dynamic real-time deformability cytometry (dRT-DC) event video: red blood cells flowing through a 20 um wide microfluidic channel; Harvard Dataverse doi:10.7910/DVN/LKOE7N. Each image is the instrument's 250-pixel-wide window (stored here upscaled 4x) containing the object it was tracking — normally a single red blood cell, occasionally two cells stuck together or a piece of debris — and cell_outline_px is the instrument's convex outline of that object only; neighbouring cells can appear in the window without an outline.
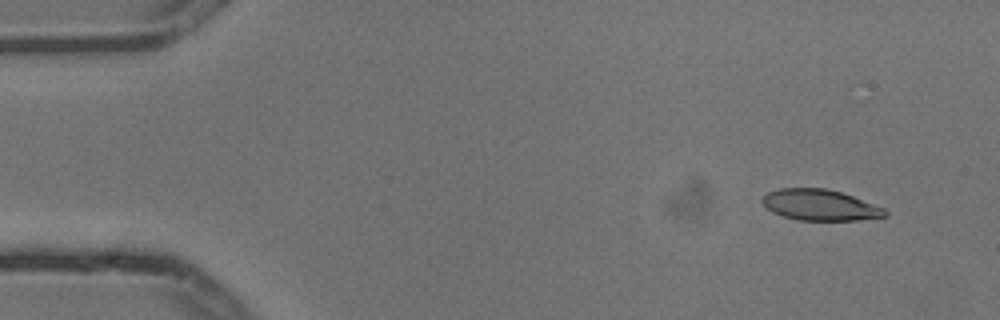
{"species": "common noctule bat (a hibernating species)", "species_latin": "Nyctalus noctula", "temperature_condition": "cold", "stored_images_in_passage": 6, "camera_frame_rate_fps": 3000, "um_per_image_px": 0.085, "animal": {"sex": "male", "body_mass_g": 13.3}, "frame": {"image": 1, "passage_image": 2, "time_ms": 0.333, "image_size_px": [1000, 320], "cell_outline_px": [[888, 216], [856, 220], [796, 220], [772, 212], [764, 208], [760, 200], [768, 192], [780, 188], [824, 188], [840, 192], [852, 196], [884, 208], [888, 212]], "centroid_in_image_um": [69.66, 17.43], "position_along_channel_um": 15.3, "area_um2": 22.14}}
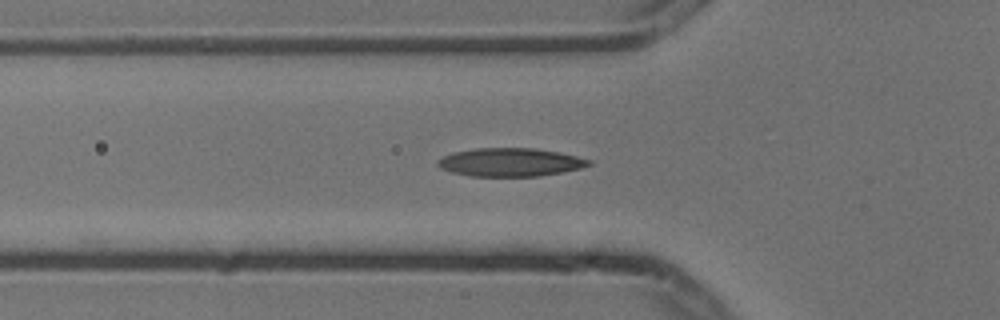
{"frame": {"image": 2, "passage_image": 6, "time_ms": 1.667, "image_size_px": [1000, 320], "cell_outline_px": [[592, 164], [580, 168], [540, 176], [472, 176], [452, 172], [440, 168], [436, 164], [436, 160], [452, 152], [476, 148], [532, 148], [560, 152], [592, 160]], "centroid_in_image_um": [43.35, 13.78], "position_along_channel_um": 82.5, "area_um2": 24.91}}